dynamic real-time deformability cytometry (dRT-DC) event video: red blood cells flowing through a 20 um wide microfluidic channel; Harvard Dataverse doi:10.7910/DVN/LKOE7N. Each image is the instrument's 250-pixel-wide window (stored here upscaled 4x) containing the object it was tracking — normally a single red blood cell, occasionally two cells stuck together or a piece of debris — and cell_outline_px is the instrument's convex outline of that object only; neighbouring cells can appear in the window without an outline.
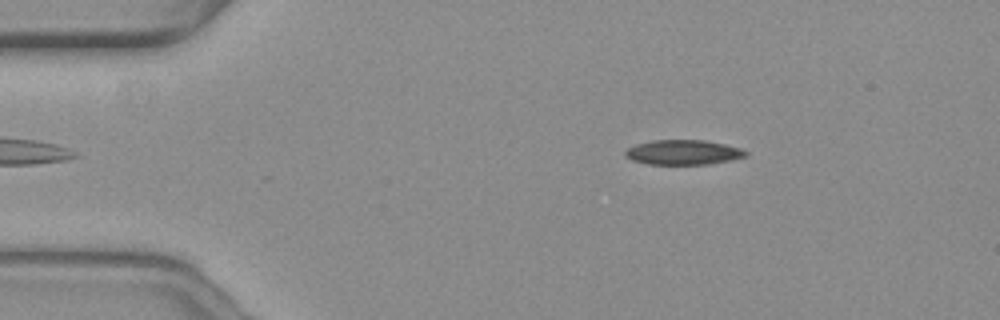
{"species": "common noctule bat (a hibernating species)", "species_latin": "Nyctalus noctula", "temperature_condition": "warm", "stored_images_in_passage": 45, "camera_frame_rate_fps": 3000, "um_per_image_px": 0.085, "animal": {"sex": "female", "body_mass_g": 19.3, "forearm_length_mm": 54.1}, "frame": {"image": 1, "passage_image": 6, "time_ms": 1.667, "image_size_px": [1000, 320], "cell_outline_px": [[748, 152], [744, 156], [728, 160], [708, 164], [648, 164], [632, 160], [624, 156], [624, 152], [628, 148], [636, 144], [652, 140], [704, 140], [724, 144], [740, 148]], "centroid_in_image_um": [58.01, 12.94], "position_along_channel_um": 27.0, "area_um2": 17.22}}
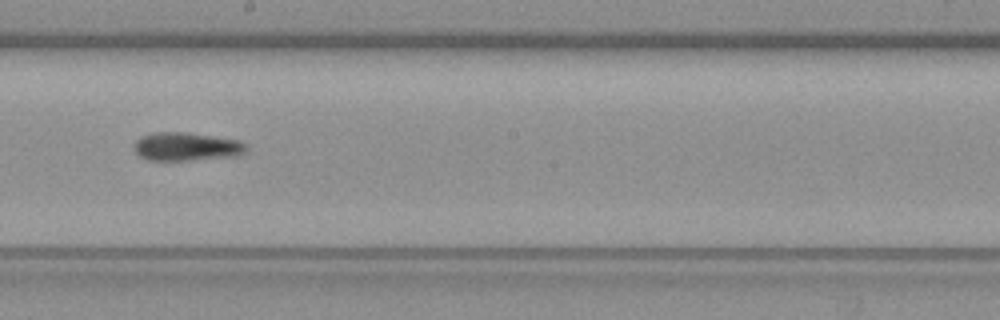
{"frame": {"image": 2, "passage_image": 28, "time_ms": 9.0, "image_size_px": [1000, 320], "cell_outline_px": [[248, 148], [244, 152], [236, 156], [192, 160], [148, 160], [140, 156], [136, 152], [136, 140], [140, 136], [152, 132], [184, 132], [240, 140]], "centroid_in_image_um": [15.85, 12.46], "position_along_channel_um": 232.4, "area_um2": 18.44}}
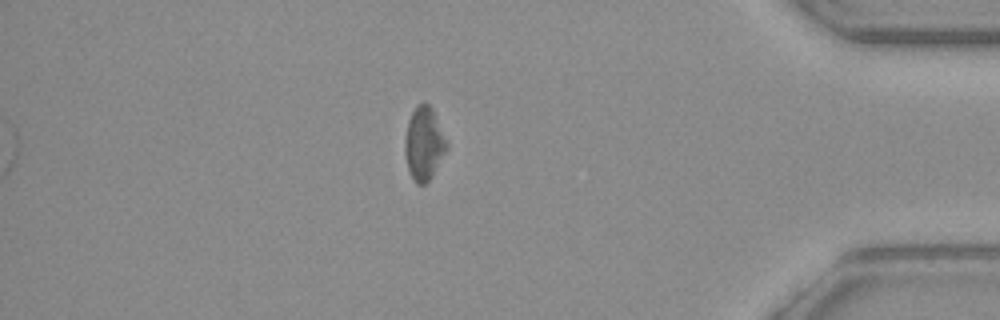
{"frame": {"image": 3, "passage_image": 45, "time_ms": 14.667, "image_size_px": [1000, 320], "cell_outline_px": [[448, 148], [432, 176], [424, 184], [416, 184], [412, 180], [408, 168], [404, 152], [404, 140], [408, 120], [416, 104], [424, 100], [432, 108], [448, 144]], "centroid_in_image_um": [36.02, 12.19], "position_along_channel_um": 399.2, "area_um2": 17.98}}